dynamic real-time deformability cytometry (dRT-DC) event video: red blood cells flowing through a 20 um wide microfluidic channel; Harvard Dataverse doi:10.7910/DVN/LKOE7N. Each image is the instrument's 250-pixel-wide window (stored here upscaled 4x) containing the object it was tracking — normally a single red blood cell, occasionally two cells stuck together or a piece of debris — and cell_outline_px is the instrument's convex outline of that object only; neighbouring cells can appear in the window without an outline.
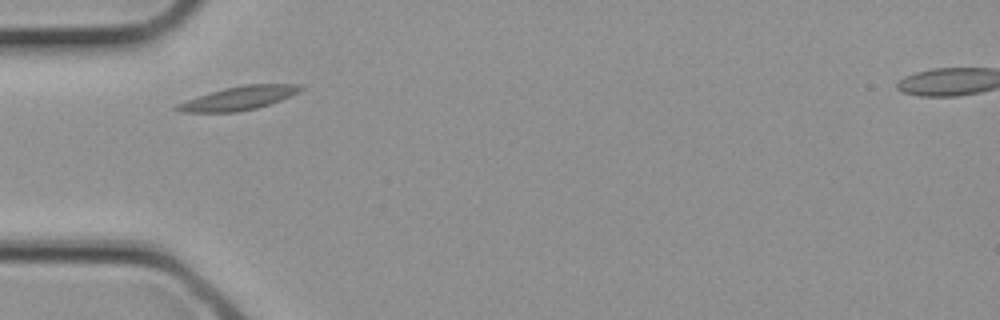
{"species": "common noctule bat (a hibernating species)", "species_latin": "Nyctalus noctula", "temperature_condition": "cold", "stored_images_in_passage": 1, "camera_frame_rate_fps": 3000, "um_per_image_px": 0.085, "animal": {"sex": "female", "body_mass_g": 21.9}, "frame": {"image": 1, "passage_image": 1, "time_ms": 0.0, "image_size_px": [1000, 320], "cell_outline_px": [[304, 88], [300, 92], [280, 100], [256, 108], [236, 112], [180, 112], [172, 108], [176, 104], [224, 88], [244, 84], [300, 84]], "centroid_in_image_um": [20.31, 8.34], "position_along_channel_um": 64.7, "area_um2": 16.82}}